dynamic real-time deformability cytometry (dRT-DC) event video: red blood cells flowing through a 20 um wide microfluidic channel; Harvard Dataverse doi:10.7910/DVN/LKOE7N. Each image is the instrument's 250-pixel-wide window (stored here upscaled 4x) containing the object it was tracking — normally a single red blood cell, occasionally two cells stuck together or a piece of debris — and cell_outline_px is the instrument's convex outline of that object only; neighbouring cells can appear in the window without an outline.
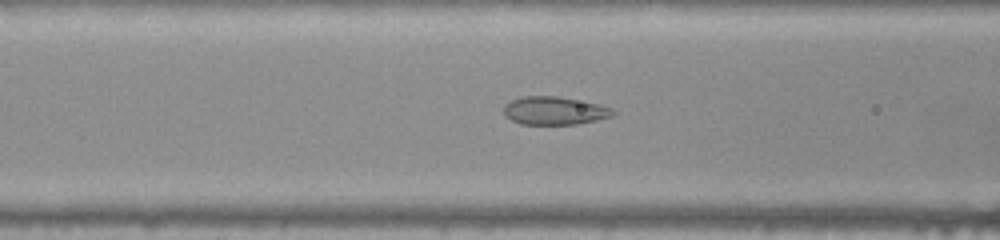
{"species": "common noctule bat (a hibernating species)", "species_latin": "Nyctalus noctula", "temperature_condition": "warm", "stored_images_in_passage": 37, "camera_frame_rate_fps": 3000, "um_per_image_px": 0.085, "animal": {"sex": "female", "body_mass_g": 22.0, "forearm_length_mm": 56.7}, "frame": {"image": 1, "passage_image": 6, "time_ms": 1.667, "image_size_px": [1000, 240], "cell_outline_px": [[616, 112], [612, 116], [596, 120], [576, 124], [520, 124], [504, 116], [504, 104], [512, 100], [524, 96], [560, 96], [600, 104], [612, 108]], "centroid_in_image_um": [47.13, 9.4], "position_along_channel_um": 119.5, "area_um2": 17.98}}
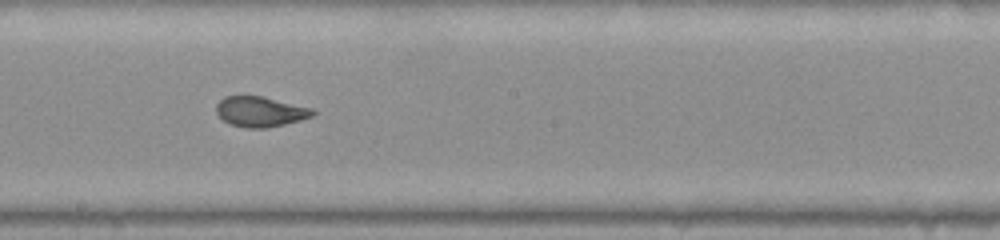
{"frame": {"image": 2, "passage_image": 14, "time_ms": 4.333, "image_size_px": [1000, 240], "cell_outline_px": [[316, 112], [312, 116], [300, 120], [268, 128], [244, 128], [228, 124], [216, 112], [216, 104], [224, 96], [260, 96], [312, 108]], "centroid_in_image_um": [22.1, 9.5], "position_along_channel_um": 226.1, "area_um2": 16.94}}
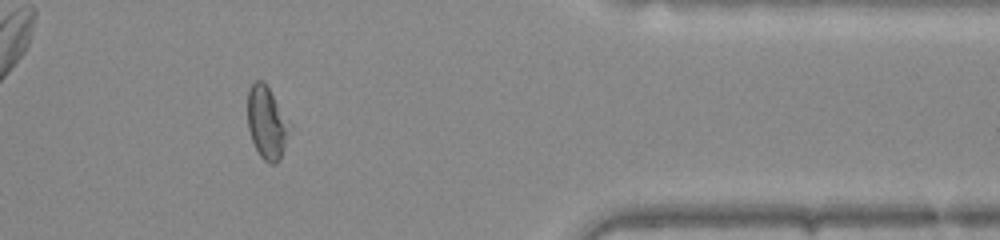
{"frame": {"image": 3, "passage_image": 28, "time_ms": 9.0, "image_size_px": [1000, 240], "cell_outline_px": [[292, 124], [280, 160], [276, 164], [268, 164], [260, 156], [252, 140], [248, 128], [248, 92], [252, 84], [256, 80], [264, 80]], "centroid_in_image_um": [22.7, 10.43], "position_along_channel_um": 388.7, "area_um2": 17.98}}